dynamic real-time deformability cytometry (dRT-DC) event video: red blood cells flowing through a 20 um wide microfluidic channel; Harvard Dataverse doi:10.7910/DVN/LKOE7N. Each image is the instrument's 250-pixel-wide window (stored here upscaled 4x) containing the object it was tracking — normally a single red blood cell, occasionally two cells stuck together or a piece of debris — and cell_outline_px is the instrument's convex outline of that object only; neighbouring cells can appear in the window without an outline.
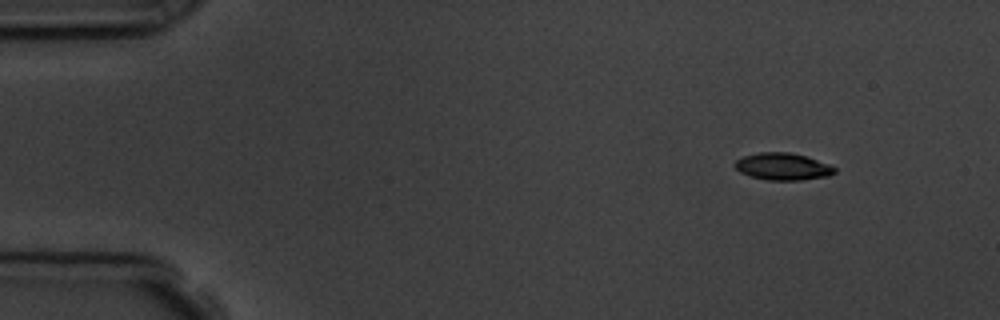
{"species": "common noctule bat (a hibernating species)", "species_latin": "Nyctalus noctula", "temperature_condition": "room temperature", "stored_images_in_passage": 4, "camera_frame_rate_fps": 3000, "um_per_image_px": 0.085, "animal": {"sex": "male", "body_mass_g": 19.5, "forearm_length_mm": 54.6}, "frame": {"image": 1, "passage_image": 1, "time_ms": 0.0, "image_size_px": [1000, 320], "cell_outline_px": [[836, 172], [828, 176], [800, 180], [768, 180], [752, 176], [740, 172], [732, 164], [736, 160], [744, 156], [760, 152], [788, 152], [804, 156], [828, 164], [836, 168]], "centroid_in_image_um": [66.52, 14.16], "position_along_channel_um": 18.5, "area_um2": 15.55}}
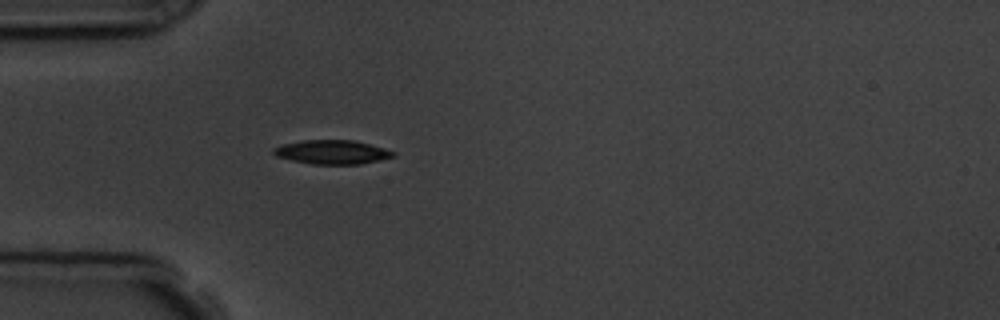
{"frame": {"image": 2, "passage_image": 4, "time_ms": 3.333, "image_size_px": [1000, 320], "cell_outline_px": [[396, 156], [380, 160], [360, 164], [312, 164], [292, 160], [276, 156], [272, 152], [272, 148], [284, 144], [304, 140], [352, 140], [384, 148], [396, 152]], "centroid_in_image_um": [28.24, 12.93], "position_along_channel_um": 56.8, "area_um2": 16.65}}